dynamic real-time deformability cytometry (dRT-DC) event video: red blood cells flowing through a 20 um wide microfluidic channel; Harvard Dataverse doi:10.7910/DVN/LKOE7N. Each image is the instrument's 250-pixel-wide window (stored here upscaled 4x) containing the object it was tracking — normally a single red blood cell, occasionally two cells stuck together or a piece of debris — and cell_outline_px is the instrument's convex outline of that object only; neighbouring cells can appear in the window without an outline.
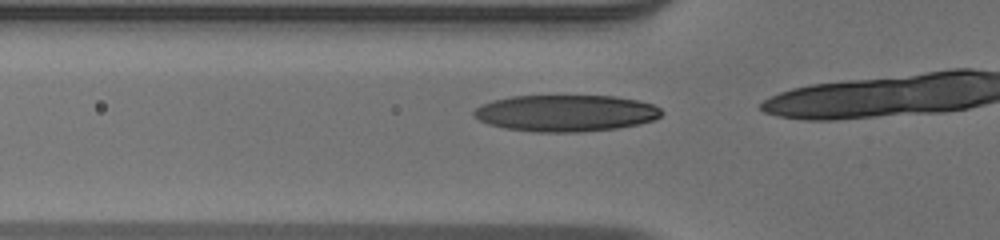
{"species": "human", "species_latin": "Homo sapiens", "temperature_condition": "warm", "stored_images_in_passage": 10, "camera_frame_rate_fps": 3000, "um_per_image_px": 0.085, "donor": {"sex": "male"}, "frame": {"image": 1, "passage_image": 5, "time_ms": 1.333, "image_size_px": [1000, 240], "cell_outline_px": [[664, 112], [660, 116], [652, 120], [640, 124], [616, 128], [576, 132], [536, 132], [504, 128], [488, 124], [472, 116], [472, 112], [480, 104], [492, 100], [512, 96], [616, 96], [640, 100], [652, 104], [660, 108]], "centroid_in_image_um": [48.07, 9.61], "position_along_channel_um": 77.7, "area_um2": 40.23}}